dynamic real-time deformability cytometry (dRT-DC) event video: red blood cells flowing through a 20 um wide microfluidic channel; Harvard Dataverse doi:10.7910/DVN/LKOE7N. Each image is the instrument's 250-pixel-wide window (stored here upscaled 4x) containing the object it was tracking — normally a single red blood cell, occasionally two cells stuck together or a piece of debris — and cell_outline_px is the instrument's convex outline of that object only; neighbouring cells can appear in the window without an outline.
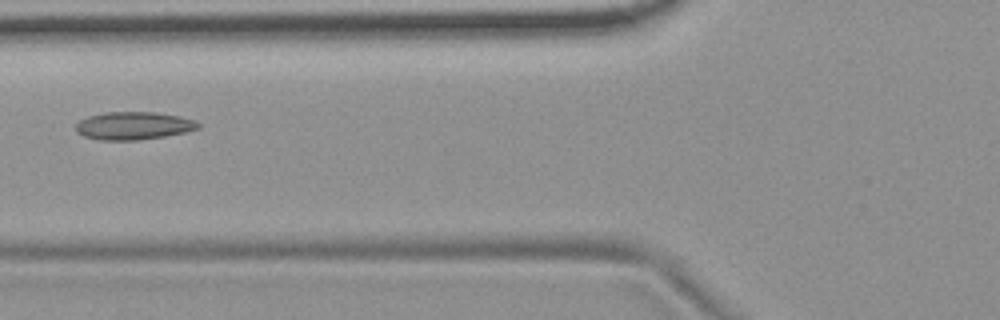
{"species": "common noctule bat (a hibernating species)", "species_latin": "Nyctalus noctula", "temperature_condition": "room temperature", "stored_images_in_passage": 4, "camera_frame_rate_fps": 3000, "um_per_image_px": 0.085, "animal": {"sex": "female", "body_mass_g": 19.9}, "frame": {"image": 1, "passage_image": 4, "time_ms": 1.0, "image_size_px": [1000, 320], "cell_outline_px": [[200, 128], [184, 132], [164, 136], [136, 140], [100, 140], [84, 136], [76, 132], [76, 124], [80, 120], [88, 116], [104, 112], [156, 112], [180, 116], [196, 120], [200, 124]], "centroid_in_image_um": [11.35, 10.68], "position_along_channel_um": 114.4, "area_um2": 19.88}}